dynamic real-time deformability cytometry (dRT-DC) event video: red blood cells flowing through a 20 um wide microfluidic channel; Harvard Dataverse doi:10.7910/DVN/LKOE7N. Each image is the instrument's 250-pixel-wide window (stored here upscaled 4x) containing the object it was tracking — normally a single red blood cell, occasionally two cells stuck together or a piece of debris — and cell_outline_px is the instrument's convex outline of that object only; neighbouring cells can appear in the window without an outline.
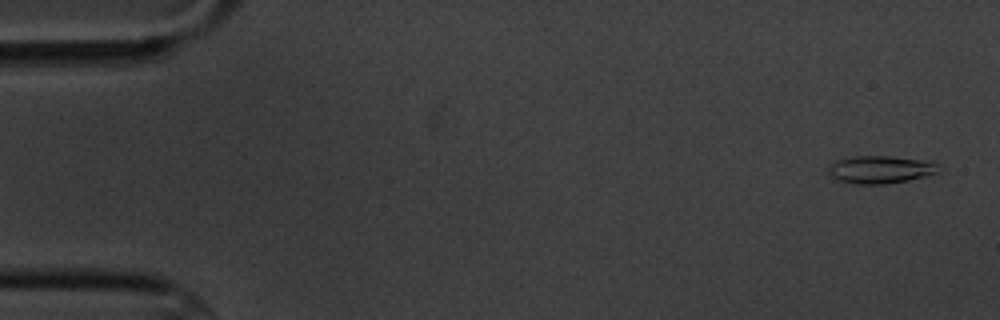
{"species": "common noctule bat (a hibernating species)", "species_latin": "Nyctalus noctula", "temperature_condition": "cold", "stored_images_in_passage": 4, "camera_frame_rate_fps": 3000, "um_per_image_px": 0.085, "animal": {"sex": "male", "body_mass_g": 20.1, "forearm_length_mm": 53.5}, "frame": {"image": 1, "passage_image": 1, "time_ms": 0.0, "image_size_px": [1000, 320], "cell_outline_px": [[936, 172], [924, 176], [908, 180], [884, 184], [856, 184], [832, 180], [828, 172], [828, 164], [836, 160], [856, 156], [892, 156], [932, 160], [936, 164]], "centroid_in_image_um": [74.75, 14.4], "position_along_channel_um": 10.3, "area_um2": 17.98}}